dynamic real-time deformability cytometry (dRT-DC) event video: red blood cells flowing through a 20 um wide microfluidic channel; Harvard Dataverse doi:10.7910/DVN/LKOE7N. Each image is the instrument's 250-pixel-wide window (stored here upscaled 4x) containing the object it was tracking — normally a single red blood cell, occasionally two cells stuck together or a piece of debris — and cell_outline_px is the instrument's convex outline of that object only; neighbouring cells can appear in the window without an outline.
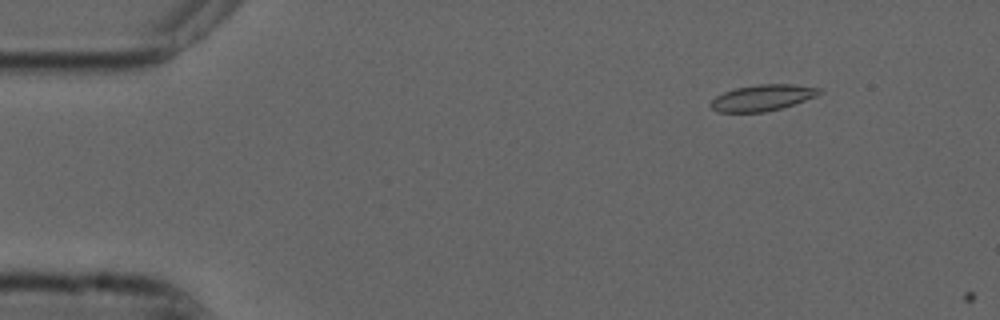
{"species": "common noctule bat (a hibernating species)", "species_latin": "Nyctalus noctula", "temperature_condition": "cold", "stored_images_in_passage": 56, "camera_frame_rate_fps": 3000, "um_per_image_px": 0.085, "animal": {"sex": "male", "forearm_length_mm": 52.5}, "frame": {"image": 1, "passage_image": 8, "time_ms": 2.333, "image_size_px": [1000, 320], "cell_outline_px": [[808, 96], [800, 100], [776, 108], [760, 112], [724, 112], [716, 108], [712, 104], [720, 96], [728, 92], [740, 88], [808, 88]], "centroid_in_image_um": [64.47, 8.43], "position_along_channel_um": 20.5, "area_um2": 12.72}}
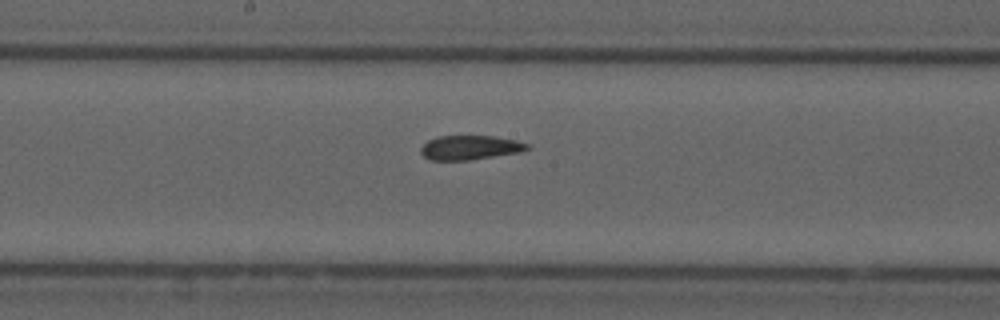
{"frame": {"image": 2, "passage_image": 30, "time_ms": 9.667, "image_size_px": [1000, 320], "cell_outline_px": [[528, 148], [512, 152], [460, 160], [436, 160], [424, 156], [424, 144], [432, 140], [444, 136], [484, 136], [508, 140], [524, 144]], "centroid_in_image_um": [39.83, 12.53], "position_along_channel_um": 208.4, "area_um2": 13.35}}
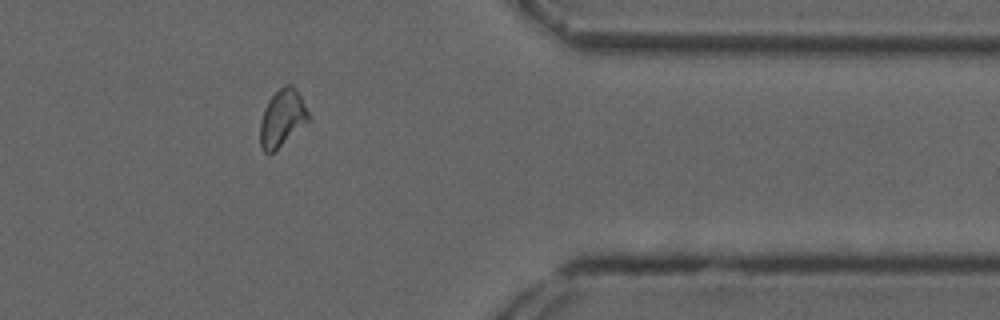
{"frame": {"image": 3, "passage_image": 46, "time_ms": 15.0, "image_size_px": [1000, 320], "cell_outline_px": [[308, 116], [272, 152], [264, 152], [260, 144], [260, 128], [264, 112], [272, 96], [280, 88], [284, 88], [296, 96], [300, 100]], "centroid_in_image_um": [23.85, 10.13], "position_along_channel_um": 387.5, "area_um2": 13.53}, "authors_computed_cell_mechanics": {"area_um2": 13.4385, "velocity_mm_per_s": 3.7208, "shape_relaxation_time_tau1_ms": null, "shape_relaxation_time_tau2_ms": 3.6934, "deformation_change_tau1": null, "deformation_change_tau2": 0.0657}}